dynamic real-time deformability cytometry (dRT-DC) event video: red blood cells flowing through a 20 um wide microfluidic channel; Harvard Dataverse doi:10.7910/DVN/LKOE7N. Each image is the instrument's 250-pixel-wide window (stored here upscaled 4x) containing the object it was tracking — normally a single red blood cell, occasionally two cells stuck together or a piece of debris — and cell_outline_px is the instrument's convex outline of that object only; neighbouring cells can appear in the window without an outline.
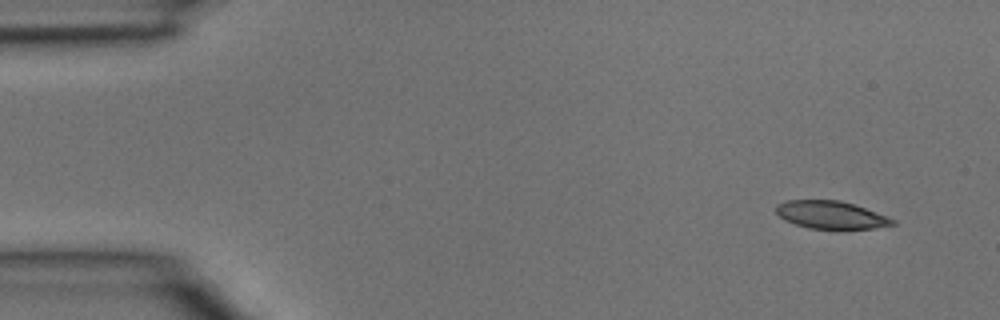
{"species": "common noctule bat (a hibernating species)", "species_latin": "Nyctalus noctula", "temperature_condition": "room temperature", "stored_images_in_passage": 4, "camera_frame_rate_fps": 3000, "um_per_image_px": 0.085, "animal": {"sex": "male", "body_mass_g": 15.6}, "frame": {"image": 1, "passage_image": 1, "time_ms": 0.0, "image_size_px": [1000, 320], "cell_outline_px": [[896, 224], [872, 228], [808, 228], [784, 220], [776, 212], [776, 204], [784, 200], [840, 200], [888, 216], [896, 220]], "centroid_in_image_um": [70.6, 18.25], "position_along_channel_um": 14.4, "area_um2": 18.61}}
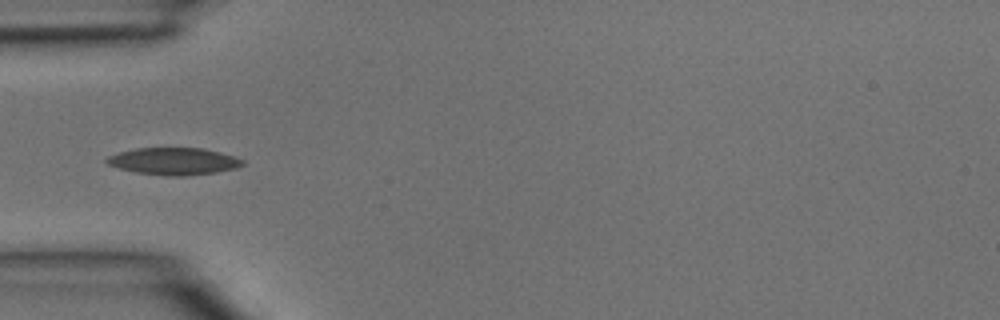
{"frame": {"image": 2, "passage_image": 4, "time_ms": 1.0, "image_size_px": [1000, 320], "cell_outline_px": [[244, 164], [236, 168], [216, 172], [184, 176], [168, 176], [136, 172], [120, 168], [108, 164], [104, 160], [108, 156], [120, 152], [136, 148], [204, 148], [220, 152], [244, 160]], "centroid_in_image_um": [14.77, 13.7], "position_along_channel_um": 70.2, "area_um2": 21.33}}